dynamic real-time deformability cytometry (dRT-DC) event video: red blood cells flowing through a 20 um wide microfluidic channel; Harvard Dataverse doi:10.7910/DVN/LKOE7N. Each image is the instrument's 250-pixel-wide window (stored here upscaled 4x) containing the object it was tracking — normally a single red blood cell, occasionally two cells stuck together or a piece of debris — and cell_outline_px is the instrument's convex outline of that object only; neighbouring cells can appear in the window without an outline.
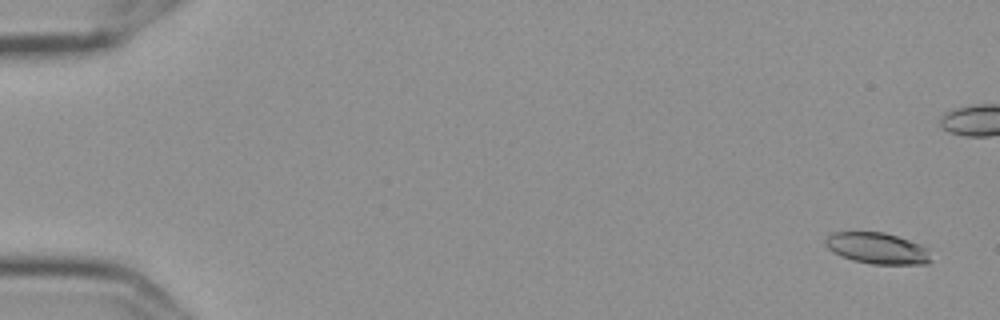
{"species": "Egyptian fruit bat (a non-hibernating species)", "species_latin": "Rousettus aegyptiacus", "temperature_condition": "cold", "stored_images_in_passage": 7, "camera_frame_rate_fps": 3000, "um_per_image_px": 0.085, "frame": {"image": 1, "passage_image": 1, "time_ms": 0.0, "image_size_px": [1000, 320], "cell_outline_px": [[932, 260], [924, 264], [872, 264], [852, 260], [828, 248], [824, 244], [824, 240], [832, 232], [884, 232], [920, 244], [928, 248]], "centroid_in_image_um": [74.59, 21.1], "position_along_channel_um": 10.4, "area_um2": 19.07}}
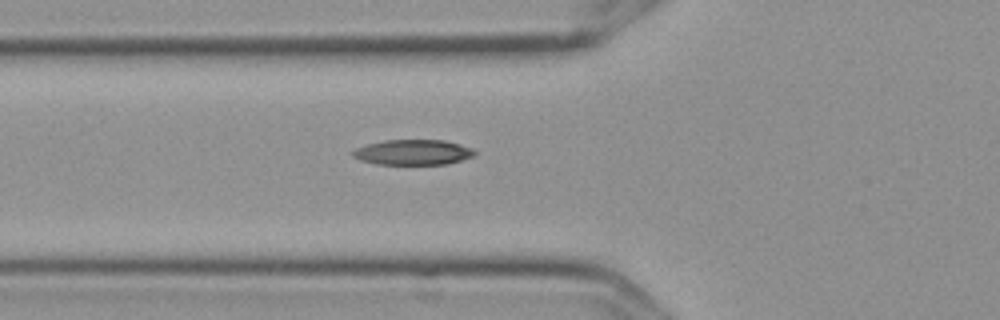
{"frame": {"image": 2, "passage_image": 7, "time_ms": 2.0, "image_size_px": [1000, 320], "cell_outline_px": [[476, 156], [448, 164], [376, 164], [360, 160], [352, 156], [352, 152], [356, 148], [368, 144], [384, 140], [444, 140], [460, 144], [472, 148], [476, 152]], "centroid_in_image_um": [35.14, 12.94], "position_along_channel_um": 90.7, "area_um2": 18.03}}